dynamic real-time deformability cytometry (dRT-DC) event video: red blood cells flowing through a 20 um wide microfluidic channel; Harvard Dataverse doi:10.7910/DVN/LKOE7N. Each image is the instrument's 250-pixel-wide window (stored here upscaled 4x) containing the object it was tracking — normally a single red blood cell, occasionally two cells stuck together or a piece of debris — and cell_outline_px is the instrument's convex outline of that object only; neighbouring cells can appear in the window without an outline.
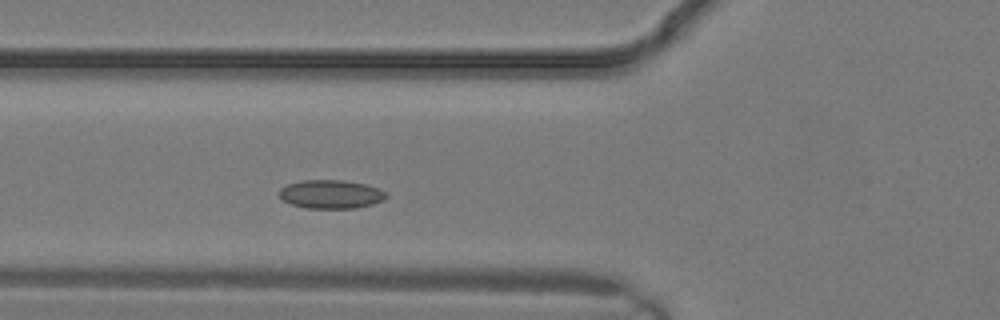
{"species": "common noctule bat (a hibernating species)", "species_latin": "Nyctalus noctula", "temperature_condition": "warm", "stored_images_in_passage": 5, "camera_frame_rate_fps": 3000, "um_per_image_px": 0.085, "animal": {"sex": "male", "body_mass_g": 19.2, "forearm_length_mm": 51.8}, "frame": {"image": 1, "passage_image": 5, "time_ms": 1.333, "image_size_px": [1000, 320], "cell_outline_px": [[388, 196], [384, 200], [372, 204], [356, 208], [308, 208], [292, 204], [284, 200], [280, 196], [280, 188], [288, 184], [300, 180], [344, 180], [364, 184], [380, 188]], "centroid_in_image_um": [28.15, 16.5], "position_along_channel_um": 97.7, "area_um2": 17.74}}